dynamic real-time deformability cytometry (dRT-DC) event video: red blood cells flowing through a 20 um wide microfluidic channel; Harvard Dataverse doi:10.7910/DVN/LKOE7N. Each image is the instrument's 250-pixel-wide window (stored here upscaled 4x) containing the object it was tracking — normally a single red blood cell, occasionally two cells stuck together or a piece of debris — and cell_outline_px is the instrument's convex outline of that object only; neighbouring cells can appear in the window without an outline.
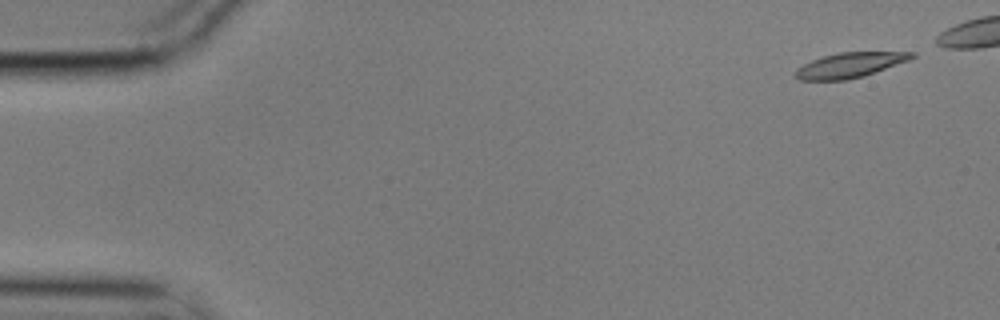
{"species": "common noctule bat (a hibernating species)", "species_latin": "Nyctalus noctula", "temperature_condition": "cold", "stored_images_in_passage": 11, "camera_frame_rate_fps": 3000, "um_per_image_px": 0.085, "animal": {"sex": "male", "body_mass_g": 17.9}, "frame": {"image": 1, "passage_image": 1, "time_ms": 0.0, "image_size_px": [1000, 320], "cell_outline_px": [[916, 56], [908, 60], [864, 76], [848, 80], [800, 80], [796, 76], [796, 72], [804, 64], [812, 60], [824, 56], [840, 52], [916, 52]], "centroid_in_image_um": [72.27, 5.53], "position_along_channel_um": 12.7, "area_um2": 16.65}}